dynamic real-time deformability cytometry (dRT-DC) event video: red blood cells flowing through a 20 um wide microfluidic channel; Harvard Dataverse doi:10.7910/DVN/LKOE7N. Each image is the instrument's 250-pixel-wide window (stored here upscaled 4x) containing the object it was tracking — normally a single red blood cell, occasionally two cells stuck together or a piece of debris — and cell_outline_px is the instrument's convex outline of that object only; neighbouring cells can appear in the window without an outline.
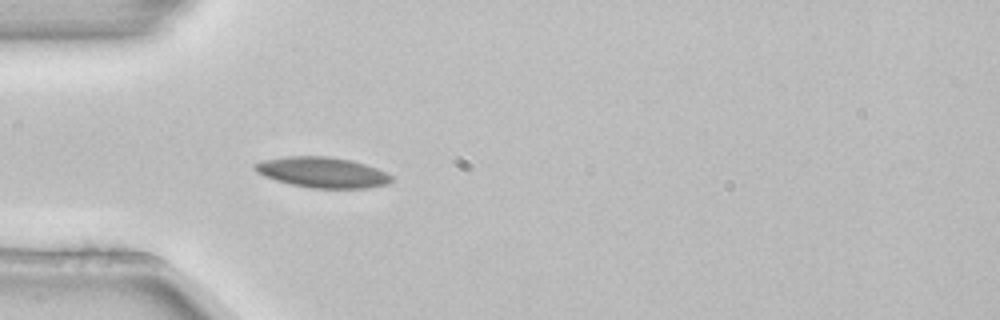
{"species": "common noctule bat (a hibernating species)", "species_latin": "Nyctalus noctula", "temperature_condition": "room temperature", "stored_images_in_passage": 2, "camera_frame_rate_fps": 3000, "um_per_image_px": 0.085, "animal": {"sex": "female", "body_mass_g": 22.7, "forearm_length_mm": 54.2}, "frame": {"image": 1, "passage_image": 2, "time_ms": 0.333, "image_size_px": [1000, 320], "cell_outline_px": [[392, 180], [388, 184], [368, 188], [312, 188], [288, 184], [264, 176], [256, 172], [252, 168], [252, 164], [264, 160], [284, 156], [328, 156], [352, 160], [376, 168], [392, 176]], "centroid_in_image_um": [27.36, 14.65], "position_along_channel_um": 57.6, "area_um2": 24.45}}